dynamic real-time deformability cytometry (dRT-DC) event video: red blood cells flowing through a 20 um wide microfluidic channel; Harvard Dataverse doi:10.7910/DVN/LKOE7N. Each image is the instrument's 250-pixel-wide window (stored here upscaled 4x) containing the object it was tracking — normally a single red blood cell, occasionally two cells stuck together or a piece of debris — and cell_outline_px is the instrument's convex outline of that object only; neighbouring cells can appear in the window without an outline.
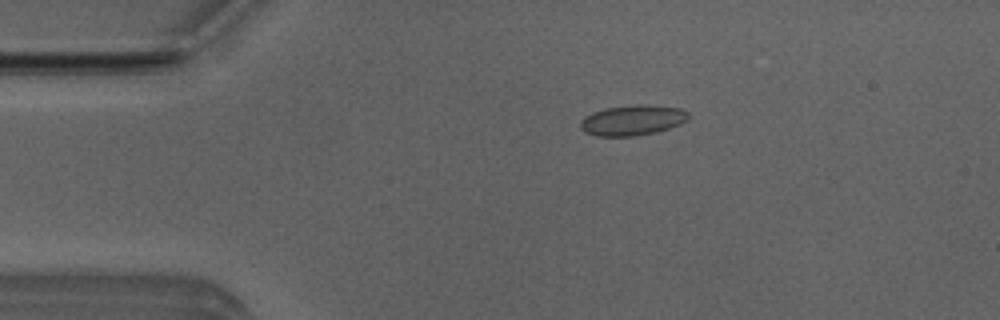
{"species": "Egyptian fruit bat (a non-hibernating species)", "species_latin": "Rousettus aegyptiacus", "temperature_condition": "room temperature", "stored_images_in_passage": 4, "camera_frame_rate_fps": 3000, "um_per_image_px": 0.085, "animal": {"sex": "male"}, "frame": {"image": 1, "passage_image": 1, "time_ms": 0.0, "image_size_px": [1000, 320], "cell_outline_px": [[688, 120], [680, 124], [656, 132], [632, 136], [596, 136], [584, 132], [580, 128], [580, 120], [584, 116], [592, 112], [604, 108], [644, 104], [680, 108], [688, 112]], "centroid_in_image_um": [53.73, 10.22], "position_along_channel_um": 31.3, "area_um2": 19.13}}